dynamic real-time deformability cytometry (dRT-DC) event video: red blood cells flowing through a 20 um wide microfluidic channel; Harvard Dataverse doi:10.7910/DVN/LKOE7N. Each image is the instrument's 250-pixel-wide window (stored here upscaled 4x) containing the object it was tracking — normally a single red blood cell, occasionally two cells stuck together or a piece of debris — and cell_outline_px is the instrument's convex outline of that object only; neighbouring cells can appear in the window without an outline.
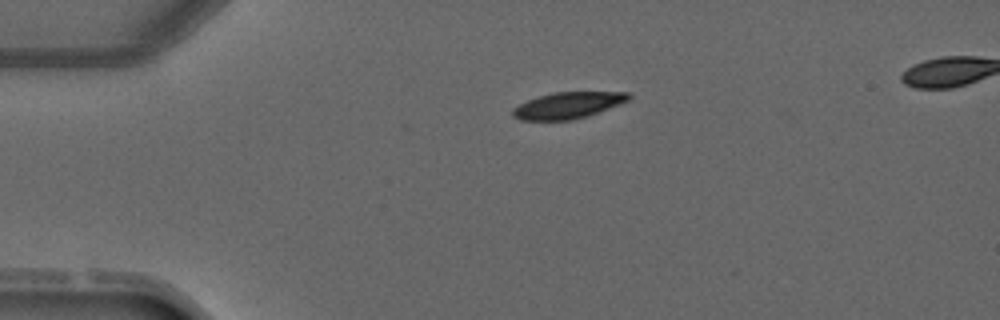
{"species": "common noctule bat (a hibernating species)", "species_latin": "Nyctalus noctula", "temperature_condition": "warm", "stored_images_in_passage": 2, "segment_of_instrument_passage": [1, 2], "camera_frame_rate_fps": 3000, "um_per_image_px": 0.085, "animal": {"sex": "male", "forearm_length_mm": 52.5}, "frame": {"image": 1, "passage_image": 1, "time_ms": 0.0, "image_size_px": [1000, 320], "cell_outline_px": [[632, 96], [628, 100], [620, 104], [588, 116], [572, 120], [520, 120], [512, 116], [512, 108], [528, 100], [552, 92], [628, 92]], "centroid_in_image_um": [48.27, 8.96], "position_along_channel_um": 36.7, "area_um2": 17.8}}